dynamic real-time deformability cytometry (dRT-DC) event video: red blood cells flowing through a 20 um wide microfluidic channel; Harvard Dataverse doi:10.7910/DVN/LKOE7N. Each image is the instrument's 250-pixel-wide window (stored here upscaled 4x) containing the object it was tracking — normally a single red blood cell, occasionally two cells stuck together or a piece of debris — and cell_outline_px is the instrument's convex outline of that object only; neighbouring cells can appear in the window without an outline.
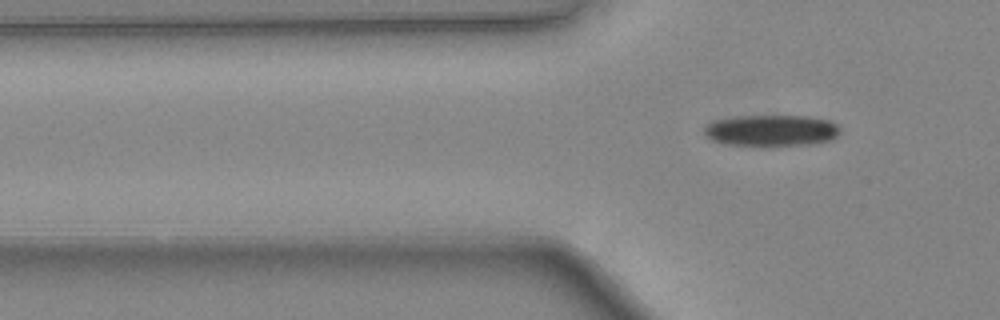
{"species": "common noctule bat (a hibernating species)", "species_latin": "Nyctalus noctula", "temperature_condition": "warm", "stored_images_in_passage": 6, "camera_frame_rate_fps": 3000, "um_per_image_px": 0.085, "animal": {"sex": "female", "body_mass_g": 24.6, "forearm_length_mm": 56.2}, "frame": {"image": 1, "passage_image": 6, "time_ms": 1.667, "image_size_px": [1000, 320], "cell_outline_px": [[840, 132], [832, 140], [812, 144], [728, 144], [712, 140], [704, 132], [704, 128], [712, 120], [732, 116], [808, 116], [832, 120], [840, 124]], "centroid_in_image_um": [65.63, 11.05], "position_along_channel_um": 60.2, "area_um2": 24.62}}